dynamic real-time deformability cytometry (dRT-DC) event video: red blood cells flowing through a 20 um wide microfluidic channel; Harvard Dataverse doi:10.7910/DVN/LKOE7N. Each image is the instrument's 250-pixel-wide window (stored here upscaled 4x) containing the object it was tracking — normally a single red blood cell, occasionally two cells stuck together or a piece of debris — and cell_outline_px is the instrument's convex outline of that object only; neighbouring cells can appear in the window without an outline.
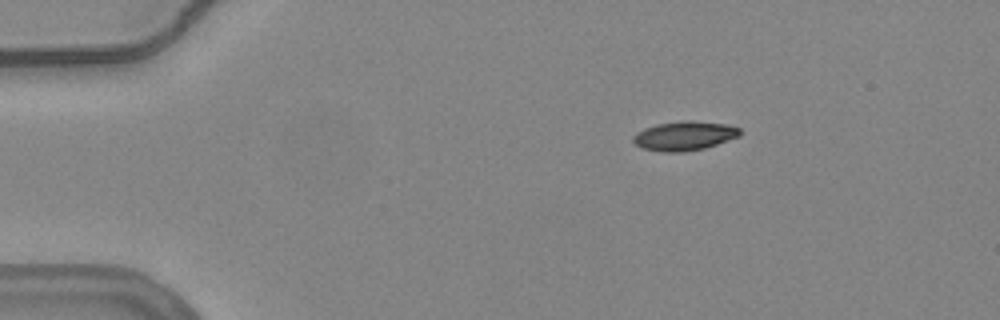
{"species": "common noctule bat (a hibernating species)", "species_latin": "Nyctalus noctula", "temperature_condition": "warm", "stored_images_in_passage": 7, "camera_frame_rate_fps": 3000, "um_per_image_px": 0.085, "animal": {"sex": "female", "body_mass_g": 24.6, "forearm_length_mm": 56.2}, "frame": {"image": 1, "passage_image": 1, "time_ms": 0.0, "image_size_px": [1000, 320], "cell_outline_px": [[740, 136], [704, 148], [684, 152], [664, 152], [644, 148], [636, 144], [632, 140], [632, 136], [636, 132], [644, 128], [656, 124], [688, 120], [724, 124], [740, 128]], "centroid_in_image_um": [58.14, 11.55], "position_along_channel_um": 26.9, "area_um2": 17.98}}